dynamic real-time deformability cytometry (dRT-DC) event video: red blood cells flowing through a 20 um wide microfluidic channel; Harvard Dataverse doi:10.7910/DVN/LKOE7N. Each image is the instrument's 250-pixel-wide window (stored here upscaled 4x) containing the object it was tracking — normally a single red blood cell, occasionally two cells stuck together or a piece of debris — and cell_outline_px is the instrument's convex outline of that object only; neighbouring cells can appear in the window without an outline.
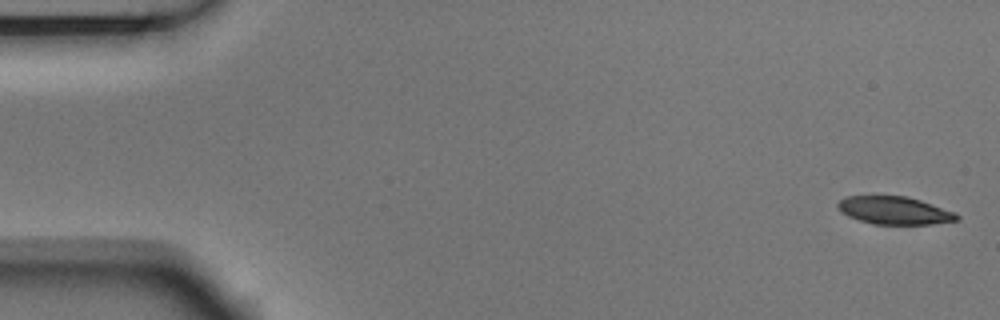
{"species": "Egyptian fruit bat (a non-hibernating species)", "species_latin": "Rousettus aegyptiacus", "temperature_condition": "room temperature", "stored_images_in_passage": 1, "camera_frame_rate_fps": 3000, "um_per_image_px": 0.085, "animal": {"sex": "male"}, "frame": {"image": 1, "passage_image": 1, "time_ms": 0.0, "image_size_px": [1000, 320], "cell_outline_px": [[960, 220], [932, 224], [872, 224], [848, 216], [836, 204], [844, 196], [872, 192], [908, 196], [956, 212], [960, 216]], "centroid_in_image_um": [76.0, 17.83], "position_along_channel_um": 9.0, "area_um2": 20.17}}